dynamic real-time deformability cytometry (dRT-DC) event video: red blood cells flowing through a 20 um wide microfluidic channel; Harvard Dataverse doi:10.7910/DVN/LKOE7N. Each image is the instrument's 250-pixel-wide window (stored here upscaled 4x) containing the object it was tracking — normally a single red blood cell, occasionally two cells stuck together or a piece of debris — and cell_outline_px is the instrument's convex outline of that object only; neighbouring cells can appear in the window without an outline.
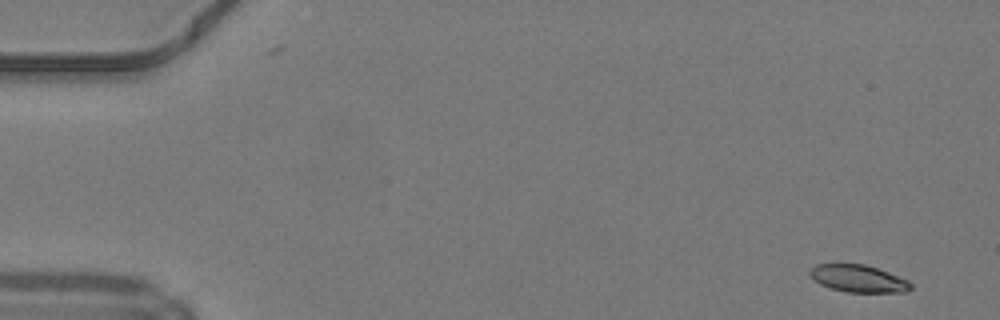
{"species": "common noctule bat (a hibernating species)", "species_latin": "Nyctalus noctula", "temperature_condition": "warm", "stored_images_in_passage": 45, "camera_frame_rate_fps": 3000, "um_per_image_px": 0.085, "animal": {"sex": "male", "body_mass_g": 19.2, "forearm_length_mm": 51.8}, "frame": {"image": 1, "passage_image": 1, "time_ms": 0.0, "image_size_px": [1000, 320], "cell_outline_px": [[912, 288], [900, 292], [848, 292], [832, 288], [820, 284], [812, 276], [812, 268], [820, 264], [864, 264], [876, 268], [908, 280], [912, 284]], "centroid_in_image_um": [73.0, 23.68], "position_along_channel_um": 12.0, "area_um2": 15.49}}
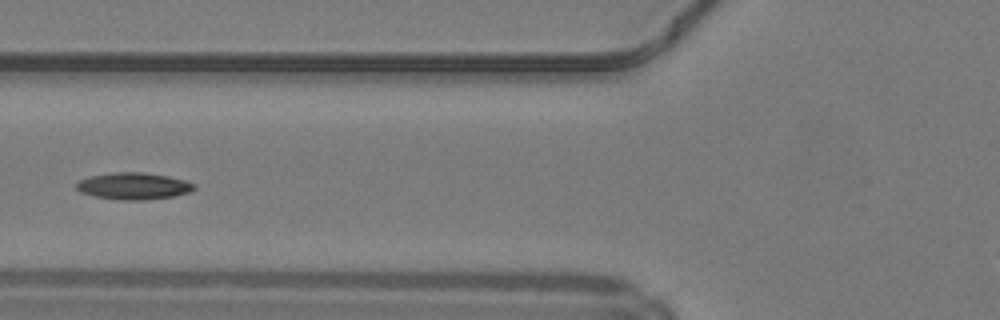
{"frame": {"image": 2, "passage_image": 18, "time_ms": 5.667, "image_size_px": [1000, 320], "cell_outline_px": [[196, 188], [188, 192], [172, 196], [136, 200], [128, 200], [96, 196], [84, 192], [76, 188], [76, 184], [80, 180], [92, 176], [120, 172], [140, 172], [164, 176], [180, 180], [192, 184]], "centroid_in_image_um": [11.32, 15.81], "position_along_channel_um": 114.5, "area_um2": 17.4}}
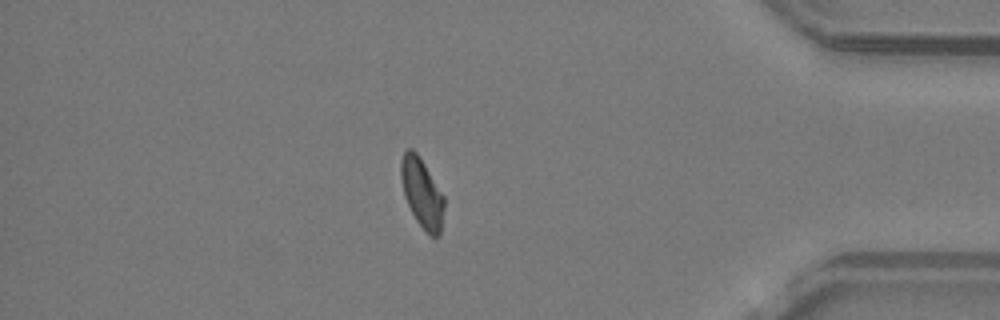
{"frame": {"image": 3, "passage_image": 41, "time_ms": 13.333, "image_size_px": [1000, 320], "cell_outline_px": [[444, 208], [440, 232], [436, 236], [432, 236], [416, 220], [404, 196], [400, 176], [400, 164], [404, 152], [408, 148], [412, 148], [416, 152], [444, 196]], "centroid_in_image_um": [35.84, 16.37], "position_along_channel_um": 399.4, "area_um2": 16.99}}